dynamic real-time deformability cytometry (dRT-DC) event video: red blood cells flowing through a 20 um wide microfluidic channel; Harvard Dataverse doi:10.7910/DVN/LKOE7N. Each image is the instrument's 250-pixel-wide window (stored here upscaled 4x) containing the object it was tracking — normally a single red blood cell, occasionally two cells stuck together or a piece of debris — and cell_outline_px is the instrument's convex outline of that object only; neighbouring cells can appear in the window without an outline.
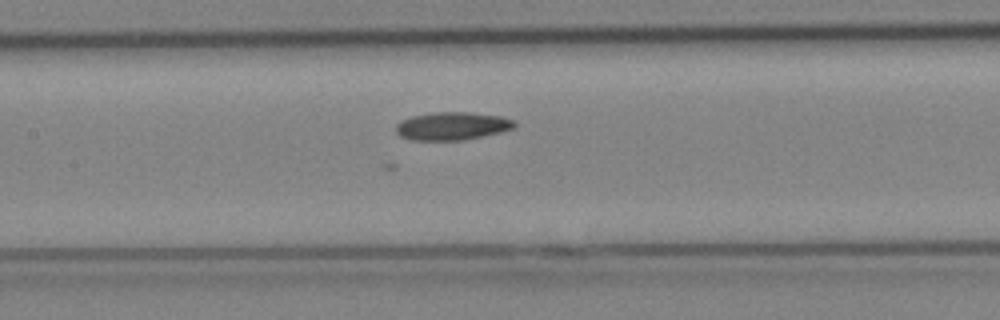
{"species": "Egyptian fruit bat (a non-hibernating species)", "species_latin": "Rousettus aegyptiacus", "temperature_condition": "cold", "stored_images_in_passage": 28, "camera_frame_rate_fps": 3000, "um_per_image_px": 0.085, "animal": {"sex": "female"}, "frame": {"image": 1, "passage_image": 10, "time_ms": 3.0, "image_size_px": [1000, 320], "cell_outline_px": [[516, 128], [484, 136], [464, 140], [408, 140], [400, 136], [396, 132], [396, 124], [412, 116], [432, 112], [468, 112], [500, 116], [516, 120]], "centroid_in_image_um": [38.46, 10.71], "position_along_channel_um": 168.9, "area_um2": 19.48}}
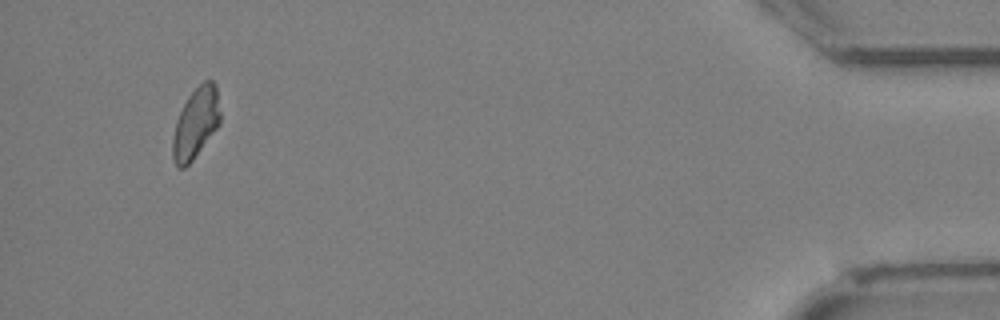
{"frame": {"image": 2, "passage_image": 28, "time_ms": 9.0, "image_size_px": [1000, 320], "cell_outline_px": [[220, 124], [192, 160], [184, 168], [180, 168], [172, 160], [172, 136], [176, 120], [188, 96], [204, 80], [212, 80], [216, 84], [220, 112]], "centroid_in_image_um": [16.63, 10.46], "position_along_channel_um": 418.6, "area_um2": 19.48}}